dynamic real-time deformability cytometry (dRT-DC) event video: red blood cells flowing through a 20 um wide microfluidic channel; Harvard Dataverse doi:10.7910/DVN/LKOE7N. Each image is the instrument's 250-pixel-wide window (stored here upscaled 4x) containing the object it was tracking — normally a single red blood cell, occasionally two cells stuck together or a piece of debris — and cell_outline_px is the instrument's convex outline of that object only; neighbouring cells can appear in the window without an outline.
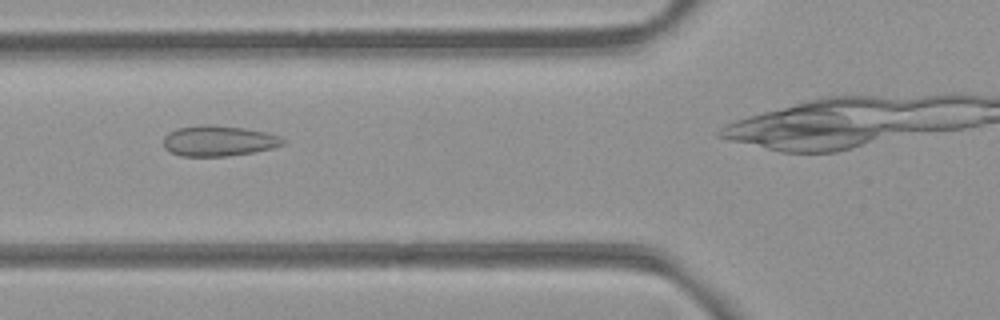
{"species": "common noctule bat (a hibernating species)", "species_latin": "Nyctalus noctula", "temperature_condition": "room temperature", "stored_images_in_passage": 10, "camera_frame_rate_fps": 3000, "um_per_image_px": 0.085, "animal": {"sex": "female", "body_mass_g": 21.9}, "frame": {"image": 1, "passage_image": 8, "time_ms": 2.333, "image_size_px": [1000, 320], "cell_outline_px": [[284, 144], [272, 148], [252, 152], [228, 156], [180, 156], [164, 148], [164, 136], [168, 132], [176, 128], [204, 124], [212, 124], [244, 128], [264, 132], [280, 136], [284, 140]], "centroid_in_image_um": [18.55, 11.96], "position_along_channel_um": 107.3, "area_um2": 21.27}}